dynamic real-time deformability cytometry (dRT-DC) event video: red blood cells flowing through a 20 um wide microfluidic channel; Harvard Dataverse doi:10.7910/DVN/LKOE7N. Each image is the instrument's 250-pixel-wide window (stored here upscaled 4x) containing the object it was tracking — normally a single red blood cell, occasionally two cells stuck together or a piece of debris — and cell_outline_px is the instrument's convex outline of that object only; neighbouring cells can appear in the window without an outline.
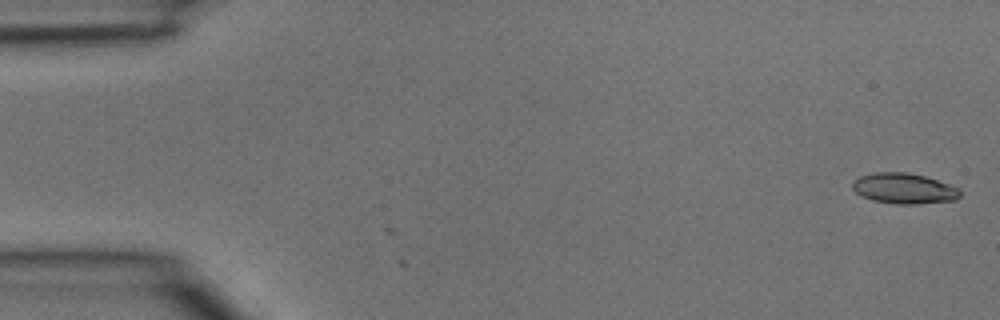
{"species": "common noctule bat (a hibernating species)", "species_latin": "Nyctalus noctula", "temperature_condition": "room temperature", "stored_images_in_passage": 40, "camera_frame_rate_fps": 3000, "um_per_image_px": 0.085, "animal": {"sex": "male", "body_mass_g": 15.6}, "frame": {"image": 1, "passage_image": 1, "time_ms": 0.0, "image_size_px": [1000, 320], "cell_outline_px": [[960, 196], [956, 200], [916, 204], [896, 204], [872, 200], [856, 192], [852, 188], [852, 180], [860, 176], [876, 172], [904, 172], [924, 176], [960, 188]], "centroid_in_image_um": [76.83, 16.02], "position_along_channel_um": 8.2, "area_um2": 19.07}}
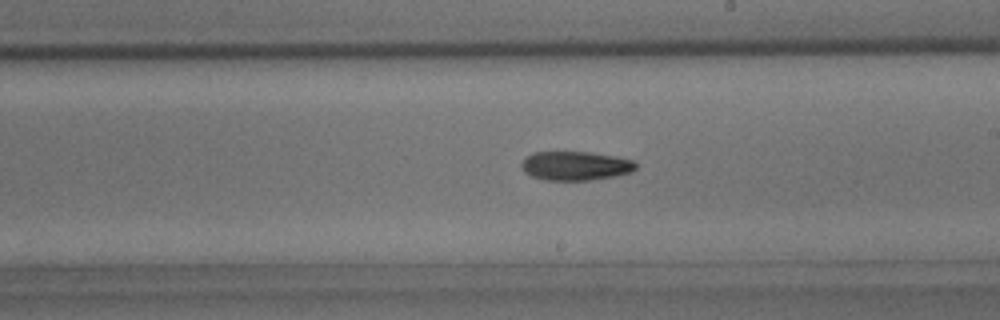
{"frame": {"image": 2, "passage_image": 23, "time_ms": 7.333, "image_size_px": [1000, 320], "cell_outline_px": [[636, 168], [632, 172], [616, 176], [592, 180], [544, 180], [532, 176], [524, 172], [520, 164], [532, 152], [592, 152], [616, 156], [636, 160]], "centroid_in_image_um": [48.96, 14.09], "position_along_channel_um": 240.0, "area_um2": 19.54}}
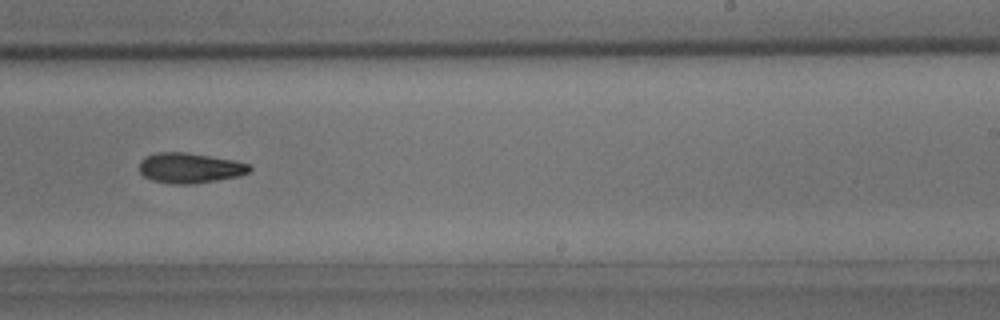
{"frame": {"image": 3, "passage_image": 25, "time_ms": 8.0, "image_size_px": [1000, 320], "cell_outline_px": [[252, 168], [248, 172], [240, 176], [192, 184], [176, 184], [152, 180], [144, 176], [140, 172], [140, 160], [144, 156], [160, 152], [184, 152], [232, 160], [248, 164]], "centroid_in_image_um": [16.11, 14.28], "position_along_channel_um": 272.9, "area_um2": 19.19}}